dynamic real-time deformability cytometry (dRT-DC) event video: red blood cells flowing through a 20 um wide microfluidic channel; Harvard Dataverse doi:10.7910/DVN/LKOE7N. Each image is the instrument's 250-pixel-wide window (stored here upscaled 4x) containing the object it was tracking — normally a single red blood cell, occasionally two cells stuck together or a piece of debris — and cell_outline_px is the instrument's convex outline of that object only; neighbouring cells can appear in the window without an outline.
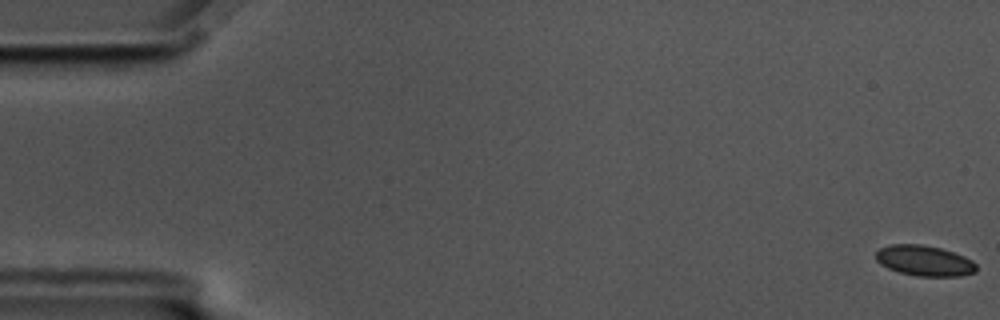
{"species": "common noctule bat (a hibernating species)", "species_latin": "Nyctalus noctula", "temperature_condition": "cold", "stored_images_in_passage": 59, "camera_frame_rate_fps": 3000, "um_per_image_px": 0.085, "animal": {"sex": "male", "body_mass_g": 17.5, "forearm_length_mm": 52.3}, "frame": {"image": 1, "passage_image": 1, "time_ms": 0.0, "image_size_px": [1000, 320], "cell_outline_px": [[976, 272], [960, 276], [916, 276], [900, 272], [888, 268], [880, 264], [876, 260], [876, 252], [880, 248], [892, 244], [920, 244], [940, 248], [964, 256], [972, 260], [976, 264]], "centroid_in_image_um": [78.57, 22.16], "position_along_channel_um": 6.4, "area_um2": 17.8}}
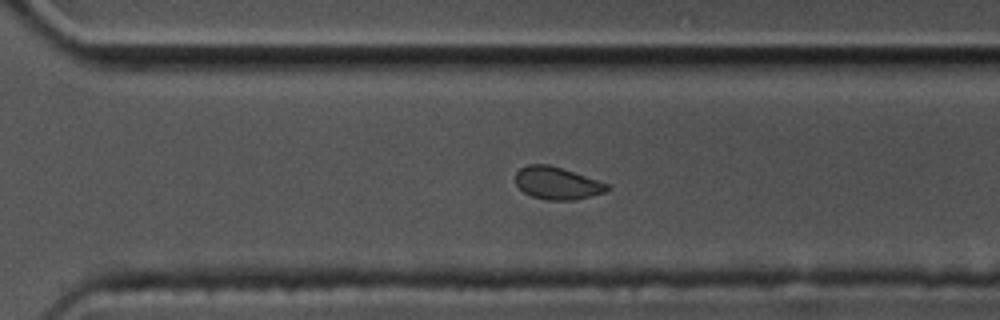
{"frame": {"image": 2, "passage_image": 41, "time_ms": 13.333, "image_size_px": [1000, 320], "cell_outline_px": [[612, 188], [604, 192], [576, 200], [548, 200], [532, 196], [524, 192], [516, 184], [516, 172], [520, 168], [528, 164], [548, 164], [608, 184]], "centroid_in_image_um": [47.34, 15.57], "position_along_channel_um": 323.3, "area_um2": 17.05}}
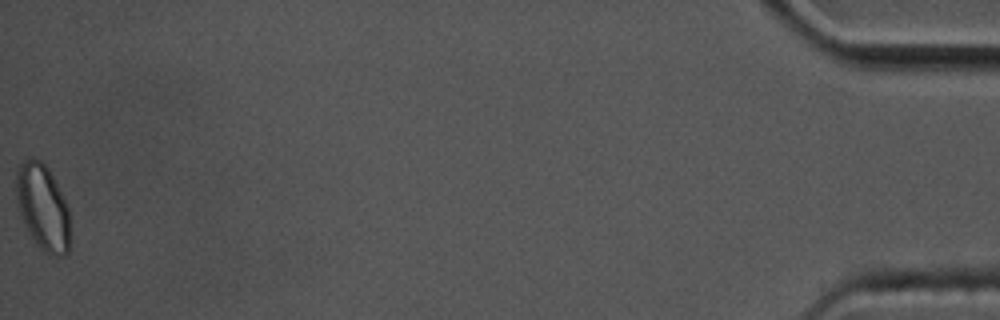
{"frame": {"image": 3, "passage_image": 59, "time_ms": 19.333, "image_size_px": [1000, 320], "cell_outline_px": [[72, 236], [68, 252], [64, 256], [52, 256], [44, 252], [40, 248], [28, 232], [24, 224], [20, 212], [16, 196], [16, 172], [20, 164], [24, 160], [40, 160], [48, 168], [68, 204]], "centroid_in_image_um": [3.69, 17.68], "position_along_channel_um": 431.5, "area_um2": 27.34}, "authors_computed_cell_mechanics": {"area_um2": 18.2648, "velocity_mm_per_s": 3.474, "shape_relaxation_time_tau1_ms": 6.4854, "shape_relaxation_time_tau2_ms": 7.6063, "deformation_change_tau1": 0.085, "deformation_change_tau2": 0.0558}}